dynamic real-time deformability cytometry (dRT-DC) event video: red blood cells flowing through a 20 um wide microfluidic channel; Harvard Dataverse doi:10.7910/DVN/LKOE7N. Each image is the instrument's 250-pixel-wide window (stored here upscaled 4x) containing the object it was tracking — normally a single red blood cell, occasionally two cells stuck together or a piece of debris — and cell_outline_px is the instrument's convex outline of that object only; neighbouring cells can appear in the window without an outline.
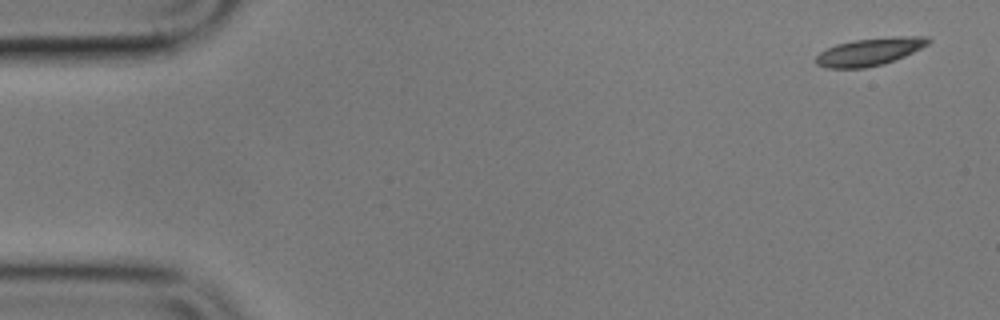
{"species": "common noctule bat (a hibernating species)", "species_latin": "Nyctalus noctula", "temperature_condition": "cold", "stored_images_in_passage": 5, "camera_frame_rate_fps": 3000, "um_per_image_px": 0.085, "animal": {"sex": "male", "body_mass_g": 17.9}, "frame": {"image": 1, "passage_image": 1, "time_ms": 0.0, "image_size_px": [1000, 320], "cell_outline_px": [[932, 40], [928, 44], [904, 56], [884, 64], [864, 68], [828, 68], [816, 64], [816, 56], [820, 52], [836, 44], [852, 40], [900, 36], [928, 36]], "centroid_in_image_um": [73.92, 4.39], "position_along_channel_um": 11.1, "area_um2": 17.98}}